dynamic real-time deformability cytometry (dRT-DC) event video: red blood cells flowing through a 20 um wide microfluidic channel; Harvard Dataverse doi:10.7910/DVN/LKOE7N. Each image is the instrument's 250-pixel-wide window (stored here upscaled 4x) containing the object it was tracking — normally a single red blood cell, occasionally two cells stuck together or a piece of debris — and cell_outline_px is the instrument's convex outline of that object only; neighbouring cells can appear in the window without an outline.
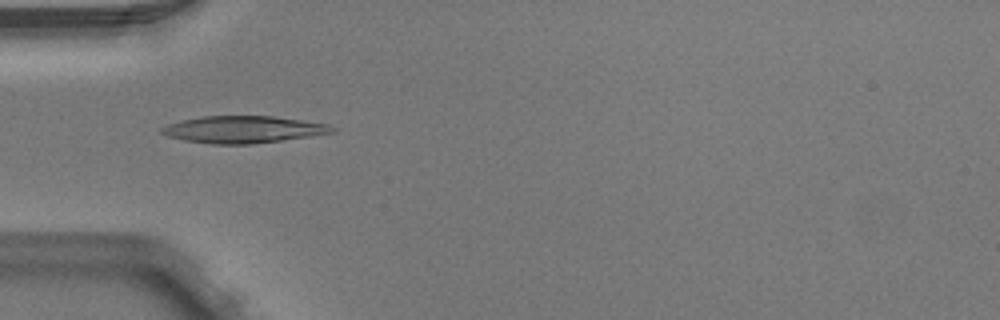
{"species": "Egyptian fruit bat (a non-hibernating species)", "species_latin": "Rousettus aegyptiacus", "temperature_condition": "warm", "stored_images_in_passage": 4, "camera_frame_rate_fps": 3000, "um_per_image_px": 0.085, "animal": {"sex": "male"}, "frame": {"image": 1, "passage_image": 1, "time_ms": 0.0, "image_size_px": [1000, 320], "cell_outline_px": [[340, 128], [336, 132], [312, 136], [252, 144], [212, 144], [184, 140], [168, 136], [160, 132], [160, 128], [168, 124], [184, 120], [204, 116], [272, 116], [328, 124]], "centroid_in_image_um": [20.73, 11.01], "position_along_channel_um": 64.3, "area_um2": 26.82}}
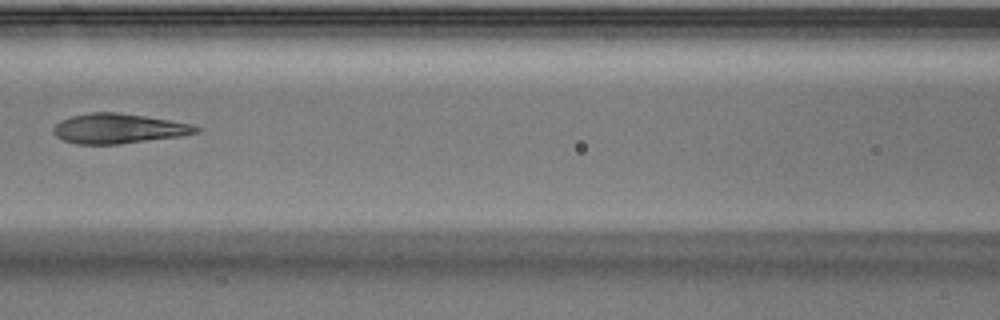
{"frame": {"image": 2, "passage_image": 3, "time_ms": 0.667, "image_size_px": [1000, 320], "cell_outline_px": [[204, 128], [200, 132], [180, 136], [120, 144], [76, 144], [64, 140], [56, 136], [52, 132], [52, 128], [60, 120], [72, 116], [92, 112], [116, 112], [144, 116], [196, 124]], "centroid_in_image_um": [10.12, 10.93], "position_along_channel_um": 156.5, "area_um2": 25.03}}
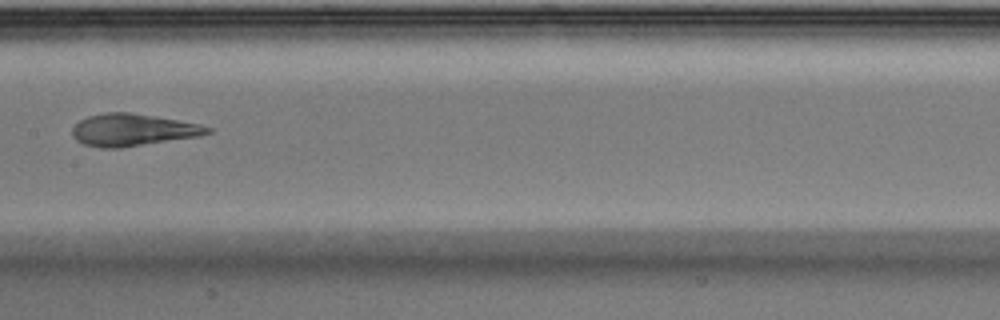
{"frame": {"image": 3, "passage_image": 4, "time_ms": 1.0, "image_size_px": [1000, 320], "cell_outline_px": [[212, 132], [200, 136], [120, 148], [100, 148], [84, 144], [76, 140], [72, 136], [72, 128], [80, 120], [88, 116], [104, 112], [128, 112], [200, 124], [212, 128]], "centroid_in_image_um": [11.26, 11.05], "position_along_channel_um": 196.1, "area_um2": 25.26}}